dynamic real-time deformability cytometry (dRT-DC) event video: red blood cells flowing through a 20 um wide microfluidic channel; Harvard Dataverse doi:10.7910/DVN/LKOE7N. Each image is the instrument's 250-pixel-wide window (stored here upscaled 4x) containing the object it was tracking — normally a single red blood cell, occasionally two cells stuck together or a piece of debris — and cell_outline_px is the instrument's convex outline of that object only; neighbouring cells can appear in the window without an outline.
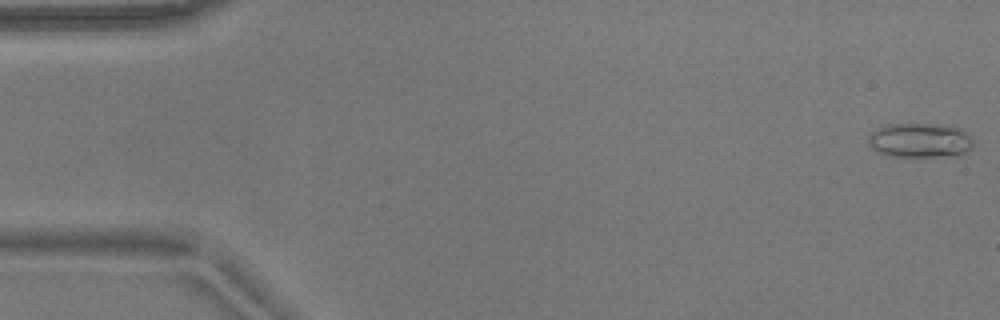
{"species": "common noctule bat (a hibernating species)", "species_latin": "Nyctalus noctula", "temperature_condition": "warm", "stored_images_in_passage": 54, "camera_frame_rate_fps": 3000, "um_per_image_px": 0.085, "animal": {"sex": "male", "body_mass_g": 17.9}, "frame": {"image": 1, "passage_image": 1, "time_ms": 0.0, "image_size_px": [1000, 320], "cell_outline_px": [[972, 148], [960, 156], [892, 156], [880, 152], [872, 148], [868, 144], [868, 136], [876, 128], [888, 124], [940, 124], [960, 128], [972, 136]], "centroid_in_image_um": [78.23, 11.92], "position_along_channel_um": 6.8, "area_um2": 21.27}}
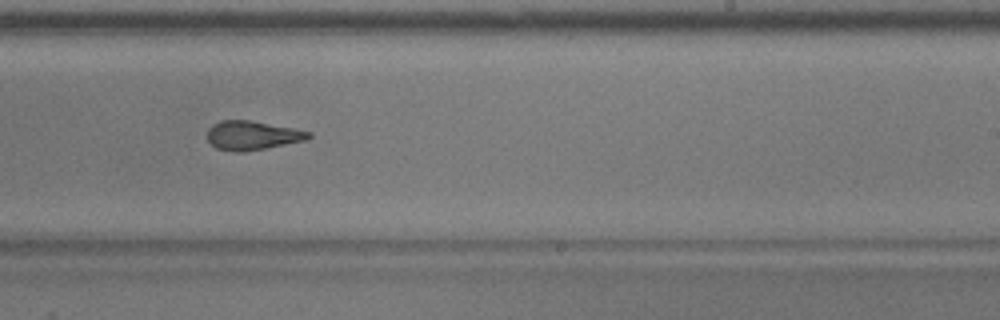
{"frame": {"image": 2, "passage_image": 33, "time_ms": 10.667, "image_size_px": [1000, 320], "cell_outline_px": [[312, 136], [308, 140], [264, 148], [240, 152], [236, 152], [216, 148], [208, 140], [208, 128], [212, 124], [220, 120], [248, 120], [292, 128], [312, 132]], "centroid_in_image_um": [21.45, 11.5], "position_along_channel_um": 267.6, "area_um2": 16.99}}
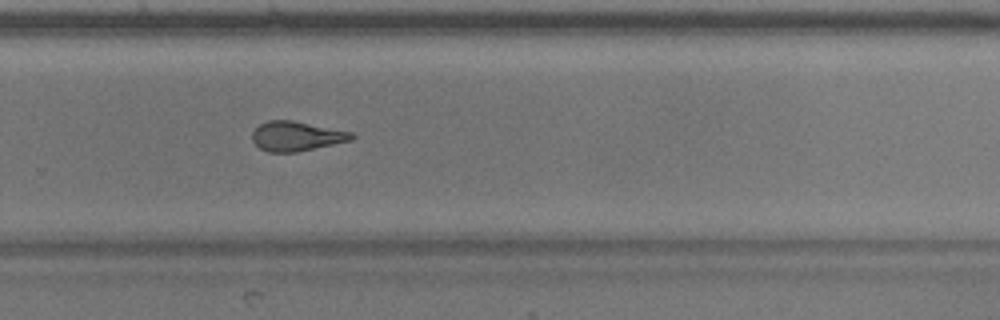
{"frame": {"image": 3, "passage_image": 36, "time_ms": 11.667, "image_size_px": [1000, 320], "cell_outline_px": [[356, 136], [352, 140], [296, 152], [268, 152], [260, 148], [252, 140], [252, 132], [260, 124], [268, 120], [292, 120], [352, 132]], "centroid_in_image_um": [25.19, 11.57], "position_along_channel_um": 304.6, "area_um2": 17.05}, "authors_computed_cell_mechanics": {"area_um2": 18.2359, "velocity_mm_per_s": 3.7236, "shape_relaxation_time_tau1_ms": 10.2961, "shape_relaxation_time_tau2_ms": 2.4218, "deformation_change_tau1": 0.2464, "deformation_change_tau2": 0.1176}}